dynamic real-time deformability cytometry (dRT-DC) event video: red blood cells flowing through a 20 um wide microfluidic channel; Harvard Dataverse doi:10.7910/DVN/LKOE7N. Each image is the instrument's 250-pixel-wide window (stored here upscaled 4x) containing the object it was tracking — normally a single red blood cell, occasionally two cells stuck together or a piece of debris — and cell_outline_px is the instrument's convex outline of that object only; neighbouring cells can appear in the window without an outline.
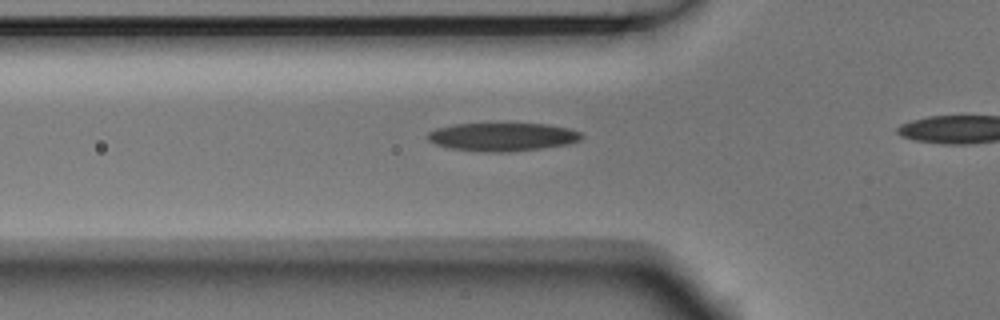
{"species": "Egyptian fruit bat (a non-hibernating species)", "species_latin": "Rousettus aegyptiacus", "temperature_condition": "room temperature", "stored_images_in_passage": 3, "segment_of_instrument_passage": [1, 2], "camera_frame_rate_fps": 3000, "um_per_image_px": 0.085, "animal": {"sex": "male"}, "frame": {"image": 1, "passage_image": 2, "time_ms": 0.333, "image_size_px": [1000, 320], "cell_outline_px": [[584, 136], [580, 140], [568, 144], [540, 148], [508, 152], [488, 152], [448, 148], [436, 144], [428, 140], [428, 132], [436, 128], [452, 124], [548, 124], [568, 128], [580, 132]], "centroid_in_image_um": [42.7, 11.63], "position_along_channel_um": 83.1, "area_um2": 25.26}}